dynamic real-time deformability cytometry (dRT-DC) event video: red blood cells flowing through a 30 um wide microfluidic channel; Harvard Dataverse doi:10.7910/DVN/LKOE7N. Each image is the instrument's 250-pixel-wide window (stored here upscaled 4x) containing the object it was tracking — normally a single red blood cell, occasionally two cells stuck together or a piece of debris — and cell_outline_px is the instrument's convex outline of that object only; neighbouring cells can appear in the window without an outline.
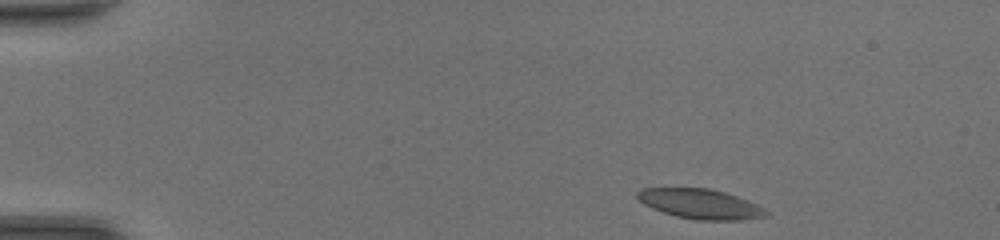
{"species": "common noctule bat (a hibernating species)", "species_latin": "Nyctalus noctula", "temperature_condition": "room temperature", "stored_images_in_passage": 26, "camera_frame_rate_fps": 3000, "um_per_image_px": 0.085, "animal": {"sex": "female", "body_mass_g": 20.0, "forearm_length_mm": 54.0}, "frame": {"image": 1, "passage_image": 1, "time_ms": 0.0, "image_size_px": [1000, 240], "cell_outline_px": [[768, 212], [764, 216], [740, 220], [696, 220], [676, 216], [652, 208], [644, 204], [636, 196], [636, 192], [644, 188], [708, 188], [724, 192], [736, 196], [756, 204], [764, 208]], "centroid_in_image_um": [59.5, 17.33], "position_along_channel_um": 25.5, "area_um2": 22.08}}
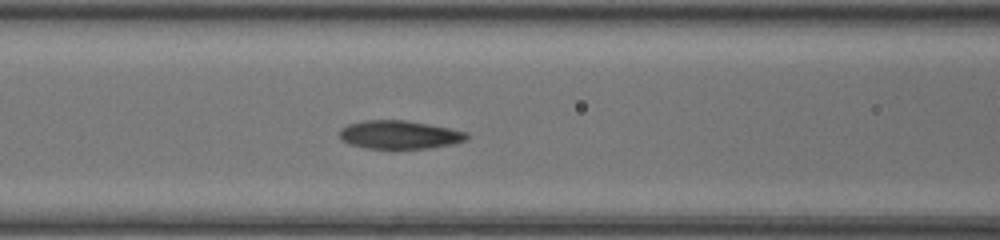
{"frame": {"image": 2, "passage_image": 15, "time_ms": 4.667, "image_size_px": [1000, 240], "cell_outline_px": [[468, 140], [452, 144], [428, 148], [392, 152], [364, 148], [352, 144], [344, 140], [340, 136], [340, 128], [348, 124], [364, 120], [404, 120], [428, 124], [468, 132]], "centroid_in_image_um": [33.96, 11.5], "position_along_channel_um": 132.6, "area_um2": 21.73}}
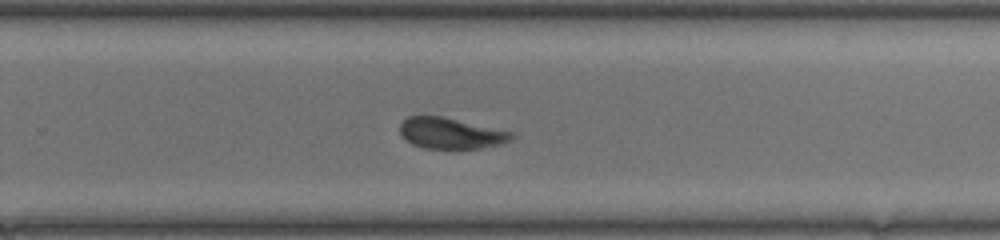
{"frame": {"image": 3, "passage_image": 26, "time_ms": 8.333, "image_size_px": [1000, 240], "cell_outline_px": [[516, 136], [512, 140], [500, 144], [480, 148], [452, 152], [448, 152], [424, 148], [412, 144], [404, 140], [400, 136], [400, 124], [408, 116], [444, 116], [512, 132]], "centroid_in_image_um": [38.3, 11.38], "position_along_channel_um": 291.5, "area_um2": 21.1}}